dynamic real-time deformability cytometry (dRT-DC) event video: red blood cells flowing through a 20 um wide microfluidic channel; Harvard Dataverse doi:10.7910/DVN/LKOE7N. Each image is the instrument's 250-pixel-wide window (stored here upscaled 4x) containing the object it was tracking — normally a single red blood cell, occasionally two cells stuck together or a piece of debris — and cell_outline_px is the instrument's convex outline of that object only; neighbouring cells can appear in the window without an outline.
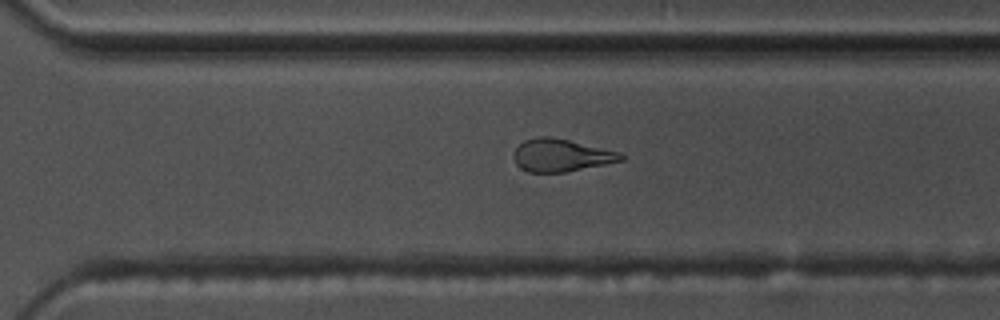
{"species": "common noctule bat (a hibernating species)", "species_latin": "Nyctalus noctula", "temperature_condition": "warm", "stored_images_in_passage": 57, "camera_frame_rate_fps": 3000, "um_per_image_px": 0.085, "animal": {"sex": "male", "body_mass_g": 17.5, "forearm_length_mm": 52.3}, "frame": {"image": 1, "passage_image": 40, "time_ms": 13.0, "image_size_px": [1000, 320], "cell_outline_px": [[624, 160], [568, 172], [528, 172], [520, 168], [516, 164], [512, 156], [512, 152], [524, 140], [536, 136], [548, 136], [568, 140], [620, 152], [624, 156]], "centroid_in_image_um": [47.66, 13.2], "position_along_channel_um": 322.9, "area_um2": 20.46}}
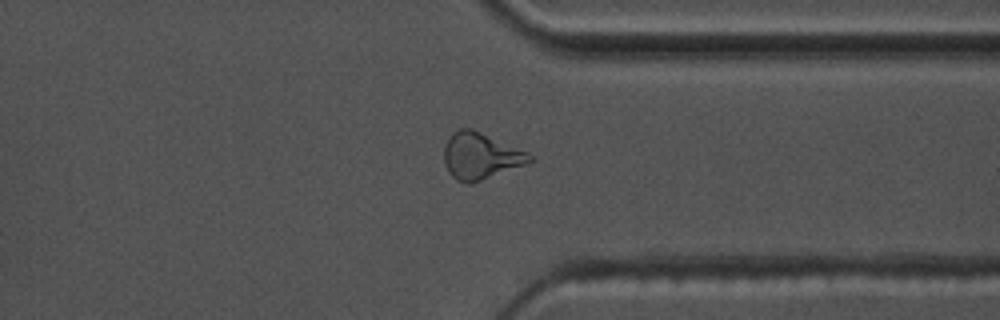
{"frame": {"image": 2, "passage_image": 44, "time_ms": 14.333, "image_size_px": [1000, 320], "cell_outline_px": [[532, 160], [524, 164], [480, 180], [468, 184], [456, 180], [448, 172], [444, 160], [444, 148], [452, 132], [460, 128], [472, 128], [528, 152], [532, 156]], "centroid_in_image_um": [40.81, 13.24], "position_along_channel_um": 370.6, "area_um2": 22.77}}
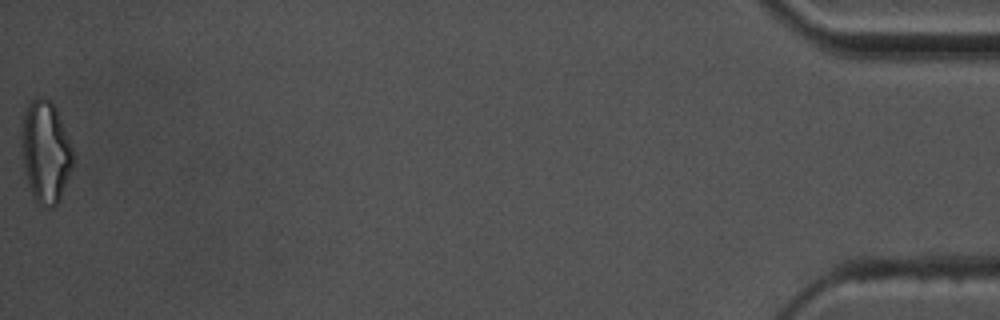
{"frame": {"image": 3, "passage_image": 57, "time_ms": 18.667, "image_size_px": [1000, 320], "cell_outline_px": [[72, 164], [60, 200], [52, 208], [44, 208], [36, 204], [32, 196], [28, 184], [24, 168], [20, 144], [20, 132], [24, 112], [28, 104], [36, 96], [44, 96], [52, 100], [56, 108], [72, 144]], "centroid_in_image_um": [3.84, 12.89], "position_along_channel_um": 431.4, "area_um2": 31.15}, "authors_computed_cell_mechanics": {"area_um2": 21.097, "velocity_mm_per_s": 3.655, "shape_relaxation_time_tau1_ms": 7.5107, "shape_relaxation_time_tau2_ms": 2.7578, "deformation_change_tau1": 0.2388, "deformation_change_tau2": 0.1185}}